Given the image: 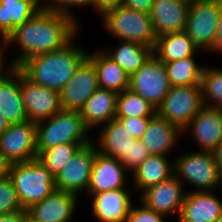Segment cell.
<instances>
[{
	"instance_id": "obj_37",
	"label": "cell",
	"mask_w": 222,
	"mask_h": 222,
	"mask_svg": "<svg viewBox=\"0 0 222 222\" xmlns=\"http://www.w3.org/2000/svg\"><path fill=\"white\" fill-rule=\"evenodd\" d=\"M163 214L148 209L143 203L141 207L131 206L126 222H166Z\"/></svg>"
},
{
	"instance_id": "obj_46",
	"label": "cell",
	"mask_w": 222,
	"mask_h": 222,
	"mask_svg": "<svg viewBox=\"0 0 222 222\" xmlns=\"http://www.w3.org/2000/svg\"><path fill=\"white\" fill-rule=\"evenodd\" d=\"M10 126L8 120L0 113V136L5 132V130Z\"/></svg>"
},
{
	"instance_id": "obj_25",
	"label": "cell",
	"mask_w": 222,
	"mask_h": 222,
	"mask_svg": "<svg viewBox=\"0 0 222 222\" xmlns=\"http://www.w3.org/2000/svg\"><path fill=\"white\" fill-rule=\"evenodd\" d=\"M105 51L89 52L87 57L96 68L99 88L121 93L129 89L130 77Z\"/></svg>"
},
{
	"instance_id": "obj_22",
	"label": "cell",
	"mask_w": 222,
	"mask_h": 222,
	"mask_svg": "<svg viewBox=\"0 0 222 222\" xmlns=\"http://www.w3.org/2000/svg\"><path fill=\"white\" fill-rule=\"evenodd\" d=\"M183 133L179 127L155 114L150 119L141 140L151 155L167 156Z\"/></svg>"
},
{
	"instance_id": "obj_28",
	"label": "cell",
	"mask_w": 222,
	"mask_h": 222,
	"mask_svg": "<svg viewBox=\"0 0 222 222\" xmlns=\"http://www.w3.org/2000/svg\"><path fill=\"white\" fill-rule=\"evenodd\" d=\"M40 3L41 0H0V31L7 37L40 10Z\"/></svg>"
},
{
	"instance_id": "obj_23",
	"label": "cell",
	"mask_w": 222,
	"mask_h": 222,
	"mask_svg": "<svg viewBox=\"0 0 222 222\" xmlns=\"http://www.w3.org/2000/svg\"><path fill=\"white\" fill-rule=\"evenodd\" d=\"M117 97L114 91L98 88L85 102L80 114L89 130L116 118Z\"/></svg>"
},
{
	"instance_id": "obj_8",
	"label": "cell",
	"mask_w": 222,
	"mask_h": 222,
	"mask_svg": "<svg viewBox=\"0 0 222 222\" xmlns=\"http://www.w3.org/2000/svg\"><path fill=\"white\" fill-rule=\"evenodd\" d=\"M221 7L220 0H201L189 6L184 31L199 49H213Z\"/></svg>"
},
{
	"instance_id": "obj_29",
	"label": "cell",
	"mask_w": 222,
	"mask_h": 222,
	"mask_svg": "<svg viewBox=\"0 0 222 222\" xmlns=\"http://www.w3.org/2000/svg\"><path fill=\"white\" fill-rule=\"evenodd\" d=\"M116 50L105 52L130 77L137 72L153 55L154 47L136 42L121 41Z\"/></svg>"
},
{
	"instance_id": "obj_45",
	"label": "cell",
	"mask_w": 222,
	"mask_h": 222,
	"mask_svg": "<svg viewBox=\"0 0 222 222\" xmlns=\"http://www.w3.org/2000/svg\"><path fill=\"white\" fill-rule=\"evenodd\" d=\"M215 162L219 169V174L222 181V142L213 151Z\"/></svg>"
},
{
	"instance_id": "obj_38",
	"label": "cell",
	"mask_w": 222,
	"mask_h": 222,
	"mask_svg": "<svg viewBox=\"0 0 222 222\" xmlns=\"http://www.w3.org/2000/svg\"><path fill=\"white\" fill-rule=\"evenodd\" d=\"M135 139H141L152 117H116Z\"/></svg>"
},
{
	"instance_id": "obj_31",
	"label": "cell",
	"mask_w": 222,
	"mask_h": 222,
	"mask_svg": "<svg viewBox=\"0 0 222 222\" xmlns=\"http://www.w3.org/2000/svg\"><path fill=\"white\" fill-rule=\"evenodd\" d=\"M156 114L148 101L130 89L118 93L116 117H153Z\"/></svg>"
},
{
	"instance_id": "obj_43",
	"label": "cell",
	"mask_w": 222,
	"mask_h": 222,
	"mask_svg": "<svg viewBox=\"0 0 222 222\" xmlns=\"http://www.w3.org/2000/svg\"><path fill=\"white\" fill-rule=\"evenodd\" d=\"M11 163L10 161L0 153V180L9 176Z\"/></svg>"
},
{
	"instance_id": "obj_15",
	"label": "cell",
	"mask_w": 222,
	"mask_h": 222,
	"mask_svg": "<svg viewBox=\"0 0 222 222\" xmlns=\"http://www.w3.org/2000/svg\"><path fill=\"white\" fill-rule=\"evenodd\" d=\"M187 130H191L199 151L213 152L222 142V109L203 106L183 132Z\"/></svg>"
},
{
	"instance_id": "obj_33",
	"label": "cell",
	"mask_w": 222,
	"mask_h": 222,
	"mask_svg": "<svg viewBox=\"0 0 222 222\" xmlns=\"http://www.w3.org/2000/svg\"><path fill=\"white\" fill-rule=\"evenodd\" d=\"M85 145L75 143L59 144L49 149L43 150L38 159L46 166L51 174L56 177L65 168L75 153Z\"/></svg>"
},
{
	"instance_id": "obj_26",
	"label": "cell",
	"mask_w": 222,
	"mask_h": 222,
	"mask_svg": "<svg viewBox=\"0 0 222 222\" xmlns=\"http://www.w3.org/2000/svg\"><path fill=\"white\" fill-rule=\"evenodd\" d=\"M199 48L185 31L168 33L156 38L153 54L163 63L195 57Z\"/></svg>"
},
{
	"instance_id": "obj_14",
	"label": "cell",
	"mask_w": 222,
	"mask_h": 222,
	"mask_svg": "<svg viewBox=\"0 0 222 222\" xmlns=\"http://www.w3.org/2000/svg\"><path fill=\"white\" fill-rule=\"evenodd\" d=\"M184 184L172 175L169 179L149 187L141 193V203L148 209L170 217H179L185 199Z\"/></svg>"
},
{
	"instance_id": "obj_24",
	"label": "cell",
	"mask_w": 222,
	"mask_h": 222,
	"mask_svg": "<svg viewBox=\"0 0 222 222\" xmlns=\"http://www.w3.org/2000/svg\"><path fill=\"white\" fill-rule=\"evenodd\" d=\"M96 142L98 151L106 156L118 159L128 158V148L134 144L135 138L125 129L117 118L103 125Z\"/></svg>"
},
{
	"instance_id": "obj_20",
	"label": "cell",
	"mask_w": 222,
	"mask_h": 222,
	"mask_svg": "<svg viewBox=\"0 0 222 222\" xmlns=\"http://www.w3.org/2000/svg\"><path fill=\"white\" fill-rule=\"evenodd\" d=\"M132 191L126 188L92 194V211L101 222H126L132 206Z\"/></svg>"
},
{
	"instance_id": "obj_5",
	"label": "cell",
	"mask_w": 222,
	"mask_h": 222,
	"mask_svg": "<svg viewBox=\"0 0 222 222\" xmlns=\"http://www.w3.org/2000/svg\"><path fill=\"white\" fill-rule=\"evenodd\" d=\"M9 177L23 210L39 203L55 189V177L38 158L12 163Z\"/></svg>"
},
{
	"instance_id": "obj_6",
	"label": "cell",
	"mask_w": 222,
	"mask_h": 222,
	"mask_svg": "<svg viewBox=\"0 0 222 222\" xmlns=\"http://www.w3.org/2000/svg\"><path fill=\"white\" fill-rule=\"evenodd\" d=\"M174 175L182 182L193 184V191H214L222 185L213 152H186L175 158Z\"/></svg>"
},
{
	"instance_id": "obj_30",
	"label": "cell",
	"mask_w": 222,
	"mask_h": 222,
	"mask_svg": "<svg viewBox=\"0 0 222 222\" xmlns=\"http://www.w3.org/2000/svg\"><path fill=\"white\" fill-rule=\"evenodd\" d=\"M163 64L171 86L200 84L204 66L197 65L195 57H187Z\"/></svg>"
},
{
	"instance_id": "obj_4",
	"label": "cell",
	"mask_w": 222,
	"mask_h": 222,
	"mask_svg": "<svg viewBox=\"0 0 222 222\" xmlns=\"http://www.w3.org/2000/svg\"><path fill=\"white\" fill-rule=\"evenodd\" d=\"M100 16H102L105 29L114 38H118L121 41L136 42L149 47L155 46L157 37L151 16L148 13L120 4L106 9Z\"/></svg>"
},
{
	"instance_id": "obj_3",
	"label": "cell",
	"mask_w": 222,
	"mask_h": 222,
	"mask_svg": "<svg viewBox=\"0 0 222 222\" xmlns=\"http://www.w3.org/2000/svg\"><path fill=\"white\" fill-rule=\"evenodd\" d=\"M47 123V124H46ZM80 111L60 110L51 118L36 123V150L38 155L59 144L87 145L93 140Z\"/></svg>"
},
{
	"instance_id": "obj_41",
	"label": "cell",
	"mask_w": 222,
	"mask_h": 222,
	"mask_svg": "<svg viewBox=\"0 0 222 222\" xmlns=\"http://www.w3.org/2000/svg\"><path fill=\"white\" fill-rule=\"evenodd\" d=\"M211 51H214V52L217 51L218 53L219 52L222 53V7H221V11L218 17L214 46Z\"/></svg>"
},
{
	"instance_id": "obj_2",
	"label": "cell",
	"mask_w": 222,
	"mask_h": 222,
	"mask_svg": "<svg viewBox=\"0 0 222 222\" xmlns=\"http://www.w3.org/2000/svg\"><path fill=\"white\" fill-rule=\"evenodd\" d=\"M73 41L59 50L26 59L18 69L32 83L60 93L88 55Z\"/></svg>"
},
{
	"instance_id": "obj_11",
	"label": "cell",
	"mask_w": 222,
	"mask_h": 222,
	"mask_svg": "<svg viewBox=\"0 0 222 222\" xmlns=\"http://www.w3.org/2000/svg\"><path fill=\"white\" fill-rule=\"evenodd\" d=\"M36 123L26 121L10 124L0 136V153L10 163L27 162L38 157Z\"/></svg>"
},
{
	"instance_id": "obj_48",
	"label": "cell",
	"mask_w": 222,
	"mask_h": 222,
	"mask_svg": "<svg viewBox=\"0 0 222 222\" xmlns=\"http://www.w3.org/2000/svg\"><path fill=\"white\" fill-rule=\"evenodd\" d=\"M179 1H183L184 3H186L188 5H192V4H195L196 2L201 1V0H179Z\"/></svg>"
},
{
	"instance_id": "obj_47",
	"label": "cell",
	"mask_w": 222,
	"mask_h": 222,
	"mask_svg": "<svg viewBox=\"0 0 222 222\" xmlns=\"http://www.w3.org/2000/svg\"><path fill=\"white\" fill-rule=\"evenodd\" d=\"M23 222H43L37 219H34L32 216H30L26 210H23Z\"/></svg>"
},
{
	"instance_id": "obj_42",
	"label": "cell",
	"mask_w": 222,
	"mask_h": 222,
	"mask_svg": "<svg viewBox=\"0 0 222 222\" xmlns=\"http://www.w3.org/2000/svg\"><path fill=\"white\" fill-rule=\"evenodd\" d=\"M0 74H6L13 66L12 64L6 65L5 56L3 54V48L7 47V40H0ZM3 47V48H2ZM5 65V66H4Z\"/></svg>"
},
{
	"instance_id": "obj_12",
	"label": "cell",
	"mask_w": 222,
	"mask_h": 222,
	"mask_svg": "<svg viewBox=\"0 0 222 222\" xmlns=\"http://www.w3.org/2000/svg\"><path fill=\"white\" fill-rule=\"evenodd\" d=\"M98 88L96 68L93 62L86 57L60 92L62 109L80 111Z\"/></svg>"
},
{
	"instance_id": "obj_10",
	"label": "cell",
	"mask_w": 222,
	"mask_h": 222,
	"mask_svg": "<svg viewBox=\"0 0 222 222\" xmlns=\"http://www.w3.org/2000/svg\"><path fill=\"white\" fill-rule=\"evenodd\" d=\"M89 143L81 147L72 157L68 165L55 177V188L73 193L78 196L82 190L87 191L93 164L98 149Z\"/></svg>"
},
{
	"instance_id": "obj_36",
	"label": "cell",
	"mask_w": 222,
	"mask_h": 222,
	"mask_svg": "<svg viewBox=\"0 0 222 222\" xmlns=\"http://www.w3.org/2000/svg\"><path fill=\"white\" fill-rule=\"evenodd\" d=\"M45 1L46 0H44L43 2L44 4L42 3L43 8L68 14L72 17L75 16L73 15V13L70 12L72 8L69 7L73 6L74 8L75 6H91L92 8H94V0H48L46 1V4Z\"/></svg>"
},
{
	"instance_id": "obj_44",
	"label": "cell",
	"mask_w": 222,
	"mask_h": 222,
	"mask_svg": "<svg viewBox=\"0 0 222 222\" xmlns=\"http://www.w3.org/2000/svg\"><path fill=\"white\" fill-rule=\"evenodd\" d=\"M0 222H23V211L0 215Z\"/></svg>"
},
{
	"instance_id": "obj_50",
	"label": "cell",
	"mask_w": 222,
	"mask_h": 222,
	"mask_svg": "<svg viewBox=\"0 0 222 222\" xmlns=\"http://www.w3.org/2000/svg\"><path fill=\"white\" fill-rule=\"evenodd\" d=\"M216 222H222V216Z\"/></svg>"
},
{
	"instance_id": "obj_17",
	"label": "cell",
	"mask_w": 222,
	"mask_h": 222,
	"mask_svg": "<svg viewBox=\"0 0 222 222\" xmlns=\"http://www.w3.org/2000/svg\"><path fill=\"white\" fill-rule=\"evenodd\" d=\"M77 200V195L55 188L45 199L26 211L34 219L43 222H71Z\"/></svg>"
},
{
	"instance_id": "obj_39",
	"label": "cell",
	"mask_w": 222,
	"mask_h": 222,
	"mask_svg": "<svg viewBox=\"0 0 222 222\" xmlns=\"http://www.w3.org/2000/svg\"><path fill=\"white\" fill-rule=\"evenodd\" d=\"M154 0H122V5L125 7L150 13Z\"/></svg>"
},
{
	"instance_id": "obj_7",
	"label": "cell",
	"mask_w": 222,
	"mask_h": 222,
	"mask_svg": "<svg viewBox=\"0 0 222 222\" xmlns=\"http://www.w3.org/2000/svg\"><path fill=\"white\" fill-rule=\"evenodd\" d=\"M203 106L200 84L171 86L156 114L184 131Z\"/></svg>"
},
{
	"instance_id": "obj_34",
	"label": "cell",
	"mask_w": 222,
	"mask_h": 222,
	"mask_svg": "<svg viewBox=\"0 0 222 222\" xmlns=\"http://www.w3.org/2000/svg\"><path fill=\"white\" fill-rule=\"evenodd\" d=\"M23 211L14 184L8 176L0 180V215Z\"/></svg>"
},
{
	"instance_id": "obj_40",
	"label": "cell",
	"mask_w": 222,
	"mask_h": 222,
	"mask_svg": "<svg viewBox=\"0 0 222 222\" xmlns=\"http://www.w3.org/2000/svg\"><path fill=\"white\" fill-rule=\"evenodd\" d=\"M122 4V0H94V11L98 14L106 9Z\"/></svg>"
},
{
	"instance_id": "obj_9",
	"label": "cell",
	"mask_w": 222,
	"mask_h": 222,
	"mask_svg": "<svg viewBox=\"0 0 222 222\" xmlns=\"http://www.w3.org/2000/svg\"><path fill=\"white\" fill-rule=\"evenodd\" d=\"M170 88L171 84L166 68L163 62L154 54L129 79V89L139 94L156 109L164 100Z\"/></svg>"
},
{
	"instance_id": "obj_27",
	"label": "cell",
	"mask_w": 222,
	"mask_h": 222,
	"mask_svg": "<svg viewBox=\"0 0 222 222\" xmlns=\"http://www.w3.org/2000/svg\"><path fill=\"white\" fill-rule=\"evenodd\" d=\"M172 175H174V162L169 161L168 156L150 155L133 171L132 180L136 185L133 190L140 189L143 192Z\"/></svg>"
},
{
	"instance_id": "obj_16",
	"label": "cell",
	"mask_w": 222,
	"mask_h": 222,
	"mask_svg": "<svg viewBox=\"0 0 222 222\" xmlns=\"http://www.w3.org/2000/svg\"><path fill=\"white\" fill-rule=\"evenodd\" d=\"M126 174V168L118 159L103 155L98 151L87 192L92 195L125 188L128 182Z\"/></svg>"
},
{
	"instance_id": "obj_18",
	"label": "cell",
	"mask_w": 222,
	"mask_h": 222,
	"mask_svg": "<svg viewBox=\"0 0 222 222\" xmlns=\"http://www.w3.org/2000/svg\"><path fill=\"white\" fill-rule=\"evenodd\" d=\"M222 216V200L213 191H190L185 195L178 222H216Z\"/></svg>"
},
{
	"instance_id": "obj_21",
	"label": "cell",
	"mask_w": 222,
	"mask_h": 222,
	"mask_svg": "<svg viewBox=\"0 0 222 222\" xmlns=\"http://www.w3.org/2000/svg\"><path fill=\"white\" fill-rule=\"evenodd\" d=\"M0 113L10 124L28 121L20 90V70L12 67L0 78Z\"/></svg>"
},
{
	"instance_id": "obj_19",
	"label": "cell",
	"mask_w": 222,
	"mask_h": 222,
	"mask_svg": "<svg viewBox=\"0 0 222 222\" xmlns=\"http://www.w3.org/2000/svg\"><path fill=\"white\" fill-rule=\"evenodd\" d=\"M189 6L179 0H154L149 15L156 37L184 31Z\"/></svg>"
},
{
	"instance_id": "obj_1",
	"label": "cell",
	"mask_w": 222,
	"mask_h": 222,
	"mask_svg": "<svg viewBox=\"0 0 222 222\" xmlns=\"http://www.w3.org/2000/svg\"><path fill=\"white\" fill-rule=\"evenodd\" d=\"M77 29L74 17L41 7L7 36V45L14 42L21 52L10 63L18 68L28 58L63 48L77 35Z\"/></svg>"
},
{
	"instance_id": "obj_13",
	"label": "cell",
	"mask_w": 222,
	"mask_h": 222,
	"mask_svg": "<svg viewBox=\"0 0 222 222\" xmlns=\"http://www.w3.org/2000/svg\"><path fill=\"white\" fill-rule=\"evenodd\" d=\"M20 90L28 120L31 122L49 119L62 110L59 92L32 83L21 71Z\"/></svg>"
},
{
	"instance_id": "obj_32",
	"label": "cell",
	"mask_w": 222,
	"mask_h": 222,
	"mask_svg": "<svg viewBox=\"0 0 222 222\" xmlns=\"http://www.w3.org/2000/svg\"><path fill=\"white\" fill-rule=\"evenodd\" d=\"M200 85L203 105L222 109V69L204 66Z\"/></svg>"
},
{
	"instance_id": "obj_35",
	"label": "cell",
	"mask_w": 222,
	"mask_h": 222,
	"mask_svg": "<svg viewBox=\"0 0 222 222\" xmlns=\"http://www.w3.org/2000/svg\"><path fill=\"white\" fill-rule=\"evenodd\" d=\"M150 155L149 150L143 145L142 140L135 139L134 144H130L128 148V158H122L120 162L126 170L132 169V171H135Z\"/></svg>"
},
{
	"instance_id": "obj_49",
	"label": "cell",
	"mask_w": 222,
	"mask_h": 222,
	"mask_svg": "<svg viewBox=\"0 0 222 222\" xmlns=\"http://www.w3.org/2000/svg\"><path fill=\"white\" fill-rule=\"evenodd\" d=\"M0 40H7V37L0 31Z\"/></svg>"
}]
</instances>
